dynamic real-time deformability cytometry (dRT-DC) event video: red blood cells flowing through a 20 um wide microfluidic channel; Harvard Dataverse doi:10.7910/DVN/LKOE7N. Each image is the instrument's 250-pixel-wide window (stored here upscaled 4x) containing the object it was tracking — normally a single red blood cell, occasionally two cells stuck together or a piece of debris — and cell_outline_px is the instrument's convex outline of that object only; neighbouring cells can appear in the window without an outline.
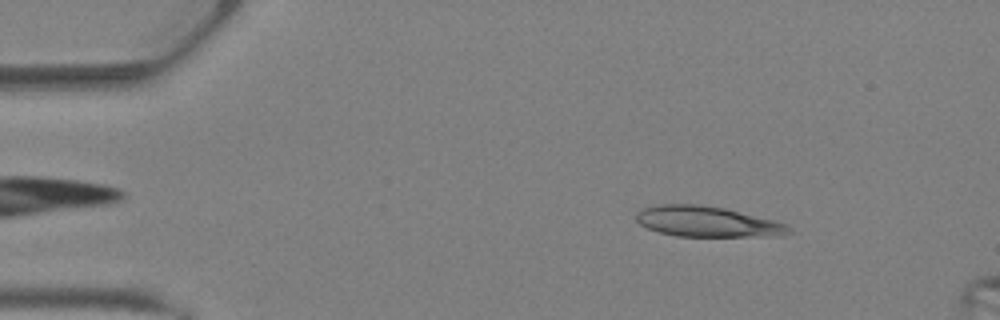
{"species": "Egyptian fruit bat (a non-hibernating species)", "species_latin": "Rousettus aegyptiacus", "temperature_condition": "warm", "stored_images_in_passage": 32, "camera_frame_rate_fps": 3000, "um_per_image_px": 0.085, "animal": {"sex": "female"}, "frame": {"image": 1, "passage_image": 5, "time_ms": 1.333, "image_size_px": [1000, 320], "cell_outline_px": [[792, 232], [776, 236], [676, 236], [656, 232], [640, 224], [636, 220], [636, 212], [640, 208], [660, 204], [696, 204], [724, 208], [788, 224]], "centroid_in_image_um": [60.06, 18.84], "position_along_channel_um": 24.9, "area_um2": 27.11}}
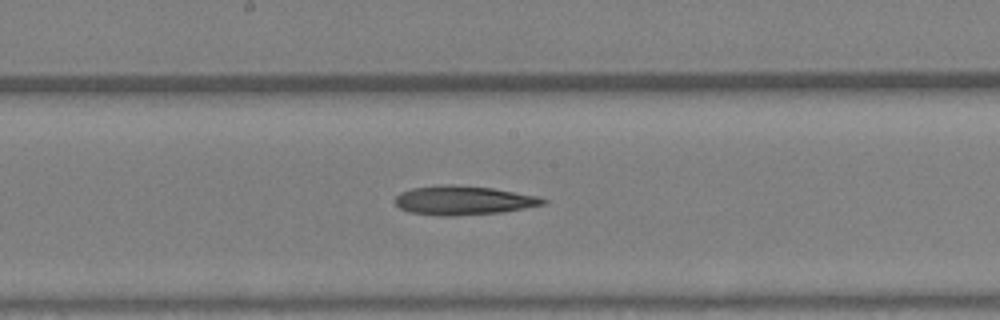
{"frame": {"image": 2, "passage_image": 19, "time_ms": 6.0, "image_size_px": [1000, 320], "cell_outline_px": [[548, 204], [500, 212], [452, 216], [440, 216], [408, 212], [400, 208], [392, 200], [400, 192], [412, 188], [444, 184], [452, 184], [492, 188], [540, 196], [548, 200]], "centroid_in_image_um": [39.38, 17.03], "position_along_channel_um": 208.8, "area_um2": 25.26}}
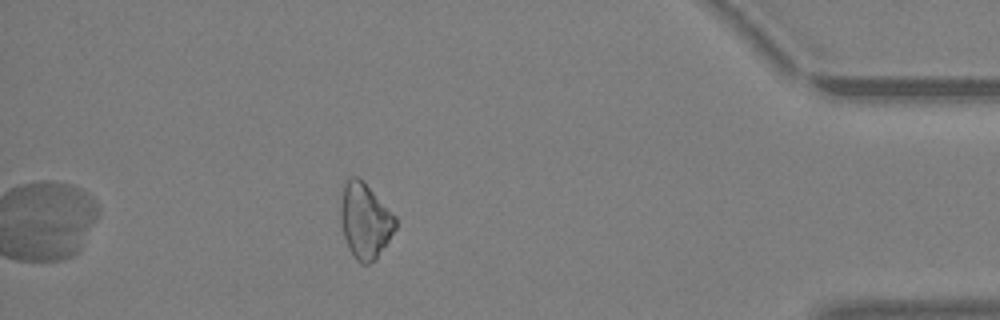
{"frame": {"image": 3, "passage_image": 32, "time_ms": 10.333, "image_size_px": [1000, 320], "cell_outline_px": [[396, 228], [376, 260], [368, 264], [360, 264], [356, 260], [348, 248], [340, 224], [340, 200], [344, 184], [352, 176], [360, 176], [364, 180], [396, 216]], "centroid_in_image_um": [31.02, 18.75], "position_along_channel_um": 404.2, "area_um2": 24.51}}